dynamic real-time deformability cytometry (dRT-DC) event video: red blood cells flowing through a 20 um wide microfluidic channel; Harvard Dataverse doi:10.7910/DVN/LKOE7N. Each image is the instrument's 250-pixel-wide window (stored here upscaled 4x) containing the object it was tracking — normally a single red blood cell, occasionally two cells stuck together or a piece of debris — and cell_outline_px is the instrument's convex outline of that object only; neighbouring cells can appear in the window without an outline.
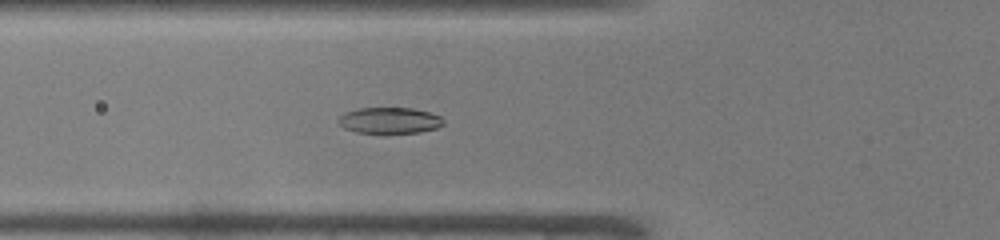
{"species": "common noctule bat (a hibernating species)", "species_latin": "Nyctalus noctula", "temperature_condition": "warm", "stored_images_in_passage": 49, "camera_frame_rate_fps": 3000, "um_per_image_px": 0.085, "animal": {"sex": "male", "body_mass_g": 19.0, "forearm_length_mm": 50.8}, "frame": {"image": 1, "passage_image": 18, "time_ms": 5.667, "image_size_px": [1000, 240], "cell_outline_px": [[444, 124], [436, 128], [420, 132], [356, 132], [344, 128], [336, 120], [344, 112], [356, 108], [412, 108], [428, 112], [440, 116], [444, 120]], "centroid_in_image_um": [33.09, 10.22], "position_along_channel_um": 92.7, "area_um2": 15.84}}
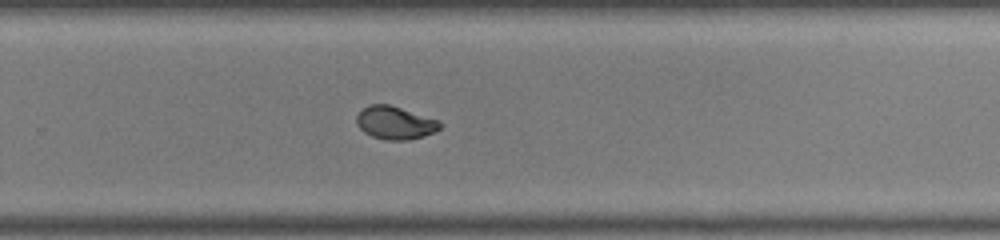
{"frame": {"image": 2, "passage_image": 33, "time_ms": 10.667, "image_size_px": [1000, 240], "cell_outline_px": [[440, 128], [436, 132], [424, 136], [408, 140], [384, 140], [372, 136], [364, 132], [356, 124], [356, 116], [368, 104], [388, 104], [440, 120]], "centroid_in_image_um": [33.58, 10.44], "position_along_channel_um": 296.2, "area_um2": 16.07}}
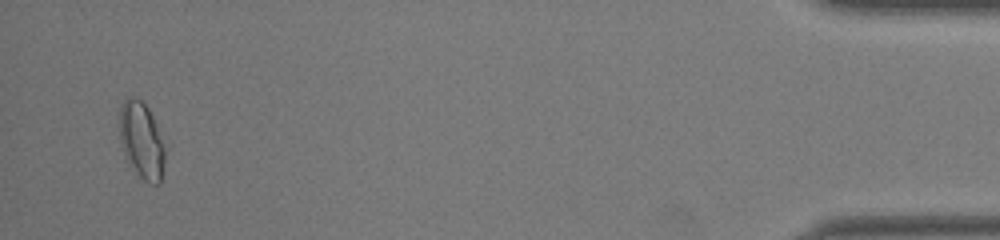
{"frame": {"image": 3, "passage_image": 48, "time_ms": 15.667, "image_size_px": [1000, 240], "cell_outline_px": [[164, 160], [160, 184], [152, 184], [144, 180], [128, 164], [124, 156], [120, 144], [120, 108], [124, 100], [128, 96], [132, 96], [140, 100], [148, 108], [156, 124], [164, 148]], "centroid_in_image_um": [12.0, 11.94], "position_along_channel_um": 423.2, "area_um2": 20.11}, "authors_computed_cell_mechanics": {"area_um2": 16.3574, "velocity_mm_per_s": 4.0774, "shape_relaxation_time_tau1_ms": 4.8012, "shape_relaxation_time_tau2_ms": 0.9103, "deformation_change_tau1": 0.2101, "deformation_change_tau2": 0.0352}}